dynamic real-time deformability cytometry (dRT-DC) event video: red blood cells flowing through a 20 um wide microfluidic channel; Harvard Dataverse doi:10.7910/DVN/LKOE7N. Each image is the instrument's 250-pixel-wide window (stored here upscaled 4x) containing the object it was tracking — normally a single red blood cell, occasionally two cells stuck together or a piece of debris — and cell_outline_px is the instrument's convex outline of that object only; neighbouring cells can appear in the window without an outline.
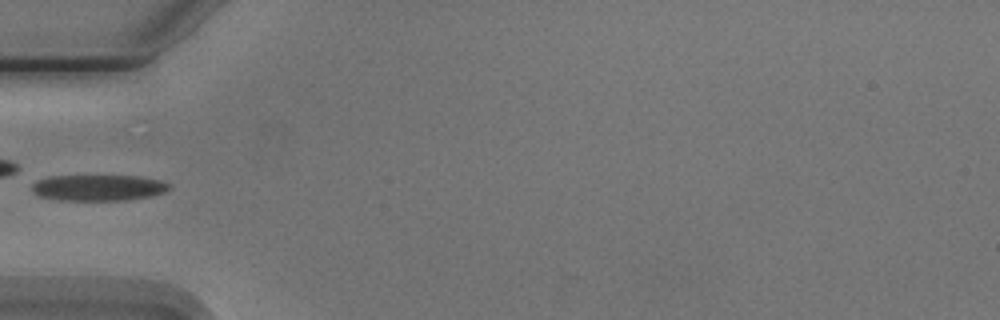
{"species": "Egyptian fruit bat (a non-hibernating species)", "species_latin": "Rousettus aegyptiacus", "temperature_condition": "cold", "stored_images_in_passage": 5, "camera_frame_rate_fps": 3000, "um_per_image_px": 0.085, "animal": {"sex": "male"}, "frame": {"image": 1, "passage_image": 4, "time_ms": 4.333, "image_size_px": [1000, 320], "cell_outline_px": [[172, 188], [164, 192], [152, 196], [128, 200], [56, 200], [40, 196], [32, 192], [32, 184], [36, 180], [48, 176], [140, 176], [160, 180], [172, 184]], "centroid_in_image_um": [8.38, 15.95], "position_along_channel_um": 76.6, "area_um2": 21.1}}
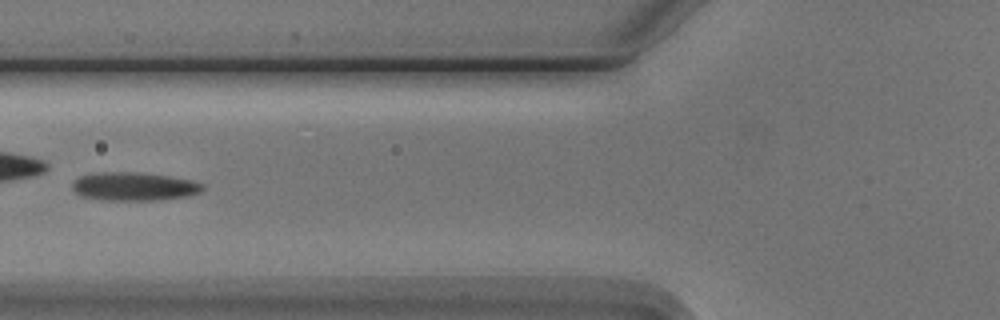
{"frame": {"image": 2, "passage_image": 5, "time_ms": 5.333, "image_size_px": [1000, 320], "cell_outline_px": [[204, 188], [200, 192], [184, 196], [160, 200], [104, 200], [80, 196], [72, 188], [72, 180], [80, 176], [92, 172], [136, 172], [168, 176], [192, 180], [204, 184]], "centroid_in_image_um": [11.34, 15.84], "position_along_channel_um": 114.5, "area_um2": 21.68}}